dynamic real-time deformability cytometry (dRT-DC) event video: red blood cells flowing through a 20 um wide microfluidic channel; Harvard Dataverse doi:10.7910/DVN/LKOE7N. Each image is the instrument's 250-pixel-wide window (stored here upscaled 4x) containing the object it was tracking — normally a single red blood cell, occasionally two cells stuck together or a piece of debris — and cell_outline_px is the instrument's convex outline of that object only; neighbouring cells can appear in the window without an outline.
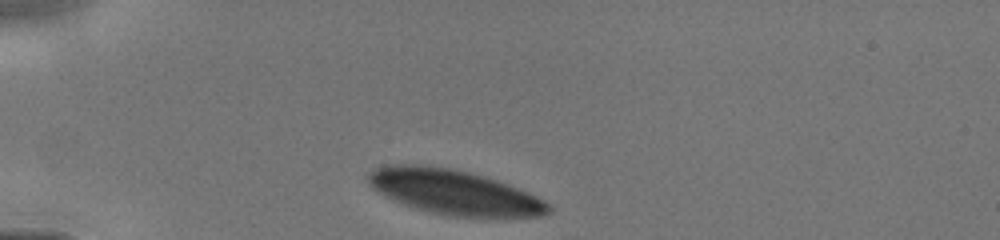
{"species": "human", "species_latin": "Homo sapiens", "temperature_condition": "cold", "stored_images_in_passage": 32, "camera_frame_rate_fps": 3000, "um_per_image_px": 0.085, "donor": {"sex": "male"}, "frame": {"image": 1, "passage_image": 1, "time_ms": 0.0, "image_size_px": [1000, 240], "cell_outline_px": [[552, 212], [544, 216], [452, 216], [428, 212], [416, 208], [384, 196], [376, 192], [368, 184], [368, 172], [376, 168], [392, 164], [424, 164], [448, 168], [468, 172], [484, 176], [496, 180], [528, 192], [544, 200], [552, 208]], "centroid_in_image_um": [38.57, 16.32], "position_along_channel_um": 46.4, "area_um2": 46.76}}
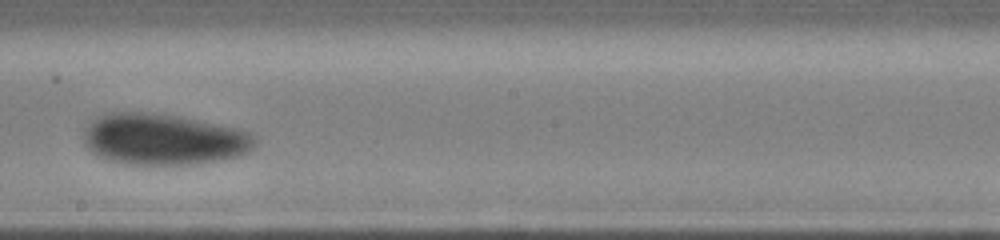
{"frame": {"image": 2, "passage_image": 15, "time_ms": 5.0, "image_size_px": [1000, 240], "cell_outline_px": [[256, 148], [240, 156], [220, 160], [192, 164], [128, 164], [96, 156], [84, 144], [84, 128], [96, 116], [104, 112], [152, 112], [176, 116], [232, 128], [248, 132], [256, 136]], "centroid_in_image_um": [13.86, 11.84], "position_along_channel_um": 234.3, "area_um2": 51.1}}
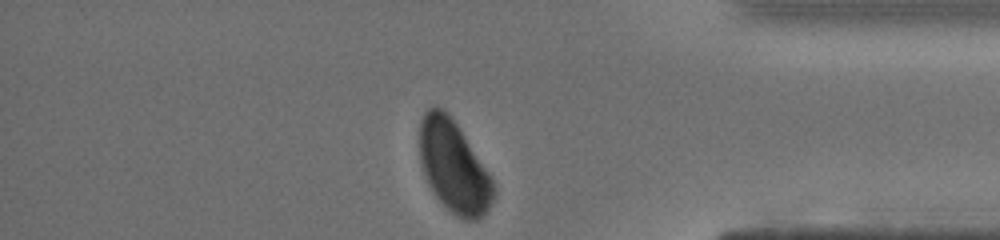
{"frame": {"image": 3, "passage_image": 31, "time_ms": 9.0, "image_size_px": [1000, 240], "cell_outline_px": [[496, 196], [488, 208], [476, 220], [464, 220], [456, 216], [432, 192], [428, 184], [420, 164], [420, 120], [424, 112], [432, 104], [440, 108], [456, 124], [488, 172], [492, 180], [496, 192]], "centroid_in_image_um": [38.55, 14.18], "position_along_channel_um": 396.7, "area_um2": 38.96}}